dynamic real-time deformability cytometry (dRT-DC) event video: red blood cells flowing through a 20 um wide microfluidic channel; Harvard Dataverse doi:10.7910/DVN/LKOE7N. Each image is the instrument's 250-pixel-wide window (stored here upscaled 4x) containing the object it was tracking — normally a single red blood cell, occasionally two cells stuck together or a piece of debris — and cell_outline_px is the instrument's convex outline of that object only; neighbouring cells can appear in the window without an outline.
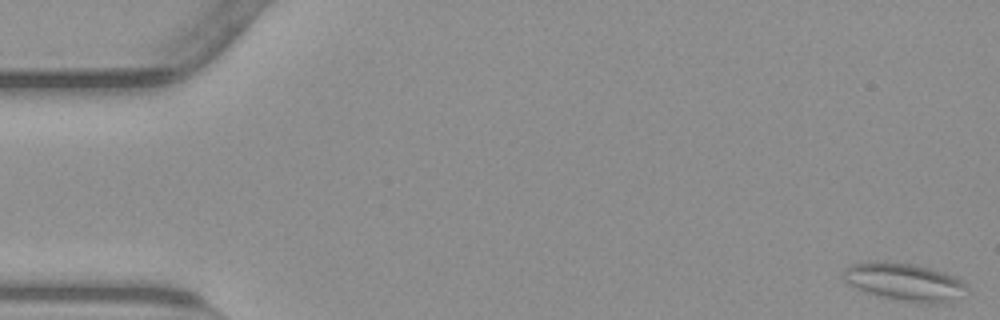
{"species": "common noctule bat (a hibernating species)", "species_latin": "Nyctalus noctula", "temperature_condition": "warm", "stored_images_in_passage": 10, "camera_frame_rate_fps": 3000, "um_per_image_px": 0.085, "animal": {"sex": "male", "body_mass_g": 23.1, "forearm_length_mm": 52.7}, "frame": {"image": 1, "passage_image": 1, "time_ms": 0.0, "image_size_px": [1000, 320], "cell_outline_px": [[964, 284], [944, 304], [928, 304], [904, 300], [884, 296], [860, 288], [852, 284], [844, 276], [844, 272], [848, 268], [856, 264], [912, 264], [928, 268], [940, 272], [960, 280]], "centroid_in_image_um": [76.88, 23.99], "position_along_channel_um": 8.1, "area_um2": 24.22}}